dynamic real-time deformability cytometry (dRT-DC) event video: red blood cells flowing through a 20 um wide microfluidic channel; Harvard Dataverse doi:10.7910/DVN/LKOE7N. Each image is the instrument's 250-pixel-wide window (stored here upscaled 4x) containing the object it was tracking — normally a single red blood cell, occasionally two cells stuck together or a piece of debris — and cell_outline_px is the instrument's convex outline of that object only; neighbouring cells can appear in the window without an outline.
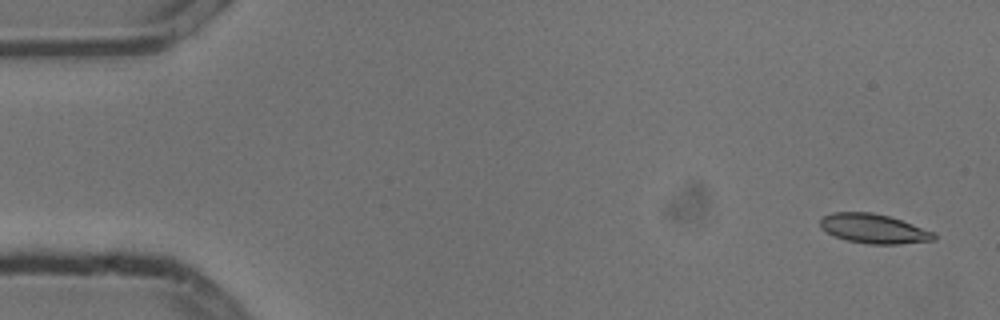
{"species": "common noctule bat (a hibernating species)", "species_latin": "Nyctalus noctula", "temperature_condition": "cold", "stored_images_in_passage": 6, "camera_frame_rate_fps": 3000, "um_per_image_px": 0.085, "animal": {"sex": "male", "body_mass_g": 13.3}, "frame": {"image": 1, "passage_image": 1, "time_ms": 0.0, "image_size_px": [1000, 320], "cell_outline_px": [[936, 240], [900, 244], [868, 244], [848, 240], [836, 236], [820, 228], [820, 220], [824, 216], [832, 212], [872, 212], [888, 216], [936, 232]], "centroid_in_image_um": [74.29, 19.44], "position_along_channel_um": 10.7, "area_um2": 19.42}}
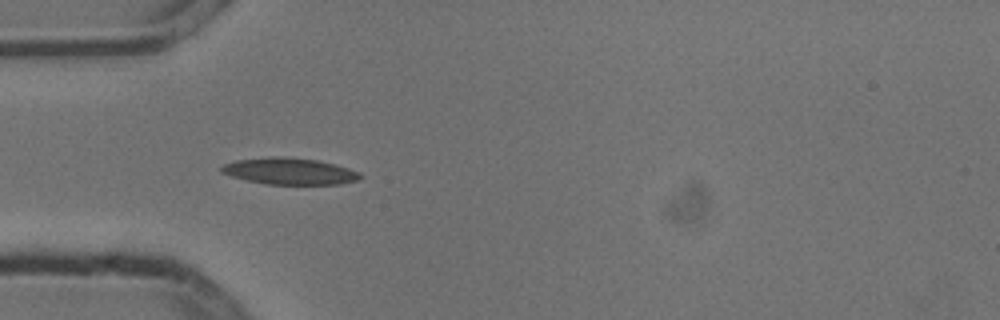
{"frame": {"image": 2, "passage_image": 5, "time_ms": 1.333, "image_size_px": [1000, 320], "cell_outline_px": [[364, 176], [360, 180], [340, 184], [264, 184], [232, 176], [220, 172], [220, 168], [224, 164], [236, 160], [268, 156], [284, 156], [316, 160], [348, 168], [360, 172]], "centroid_in_image_um": [24.62, 14.55], "position_along_channel_um": 60.4, "area_um2": 21.56}}
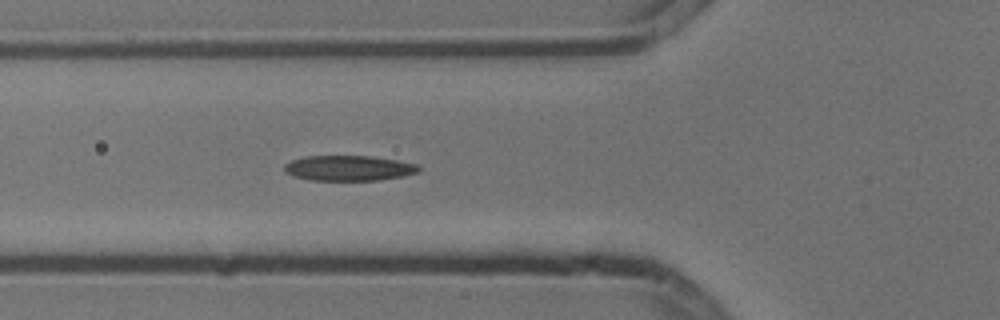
{"frame": {"image": 3, "passage_image": 6, "time_ms": 1.667, "image_size_px": [1000, 320], "cell_outline_px": [[420, 172], [404, 176], [376, 180], [312, 180], [296, 176], [284, 172], [284, 164], [292, 160], [304, 156], [372, 156], [420, 164]], "centroid_in_image_um": [29.68, 14.28], "position_along_channel_um": 96.1, "area_um2": 19.83}}